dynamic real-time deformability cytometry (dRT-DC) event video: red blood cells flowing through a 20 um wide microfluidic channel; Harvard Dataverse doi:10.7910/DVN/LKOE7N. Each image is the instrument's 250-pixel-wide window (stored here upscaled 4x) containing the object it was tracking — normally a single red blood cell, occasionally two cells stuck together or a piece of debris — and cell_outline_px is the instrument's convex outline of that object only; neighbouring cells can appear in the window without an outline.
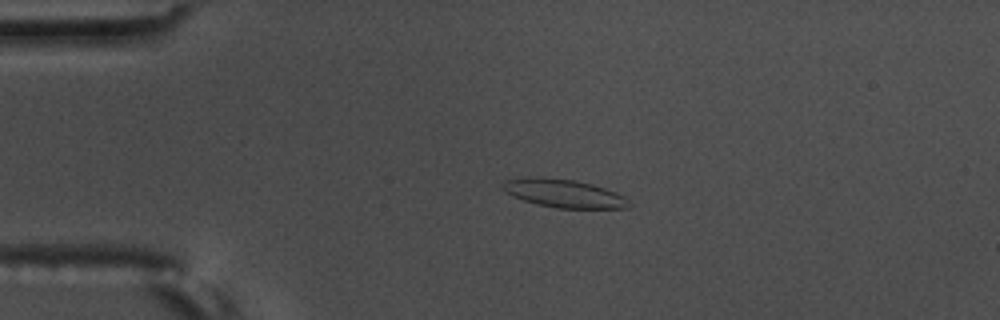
{"species": "common noctule bat (a hibernating species)", "species_latin": "Nyctalus noctula", "temperature_condition": "warm", "stored_images_in_passage": 57, "camera_frame_rate_fps": 3000, "um_per_image_px": 0.085, "animal": {"sex": "male", "body_mass_g": 17.5, "forearm_length_mm": 52.3}, "frame": {"image": 1, "passage_image": 13, "time_ms": 4.0, "image_size_px": [1000, 320], "cell_outline_px": [[632, 204], [628, 208], [556, 208], [536, 204], [512, 196], [504, 192], [500, 188], [500, 184], [508, 180], [524, 176], [540, 176], [576, 180], [592, 184], [616, 192], [624, 196]], "centroid_in_image_um": [47.88, 16.42], "position_along_channel_um": 37.1, "area_um2": 21.15}}
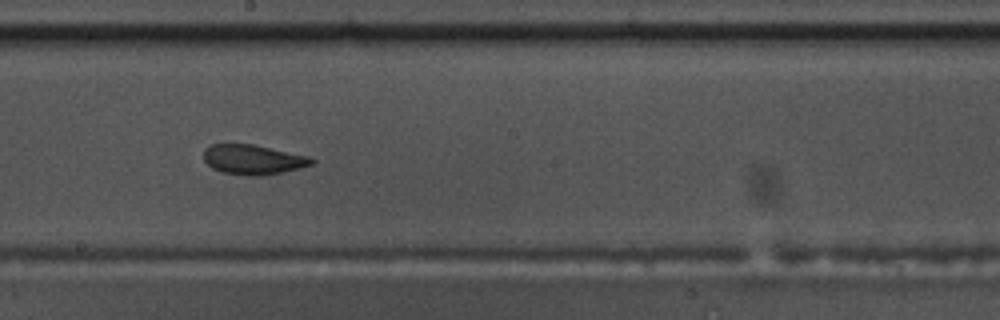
{"frame": {"image": 2, "passage_image": 32, "time_ms": 10.333, "image_size_px": [1000, 320], "cell_outline_px": [[316, 160], [312, 164], [300, 168], [264, 176], [244, 176], [220, 172], [212, 168], [204, 160], [204, 148], [212, 144], [252, 144], [312, 156]], "centroid_in_image_um": [21.53, 13.57], "position_along_channel_um": 226.7, "area_um2": 19.07}}
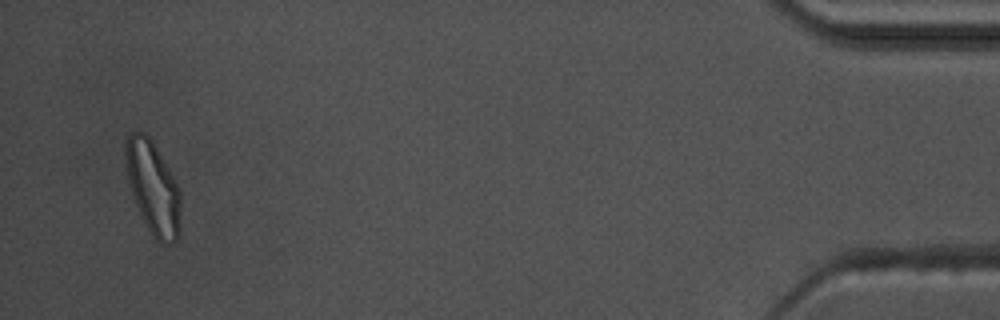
{"frame": {"image": 3, "passage_image": 55, "time_ms": 18.0, "image_size_px": [1000, 320], "cell_outline_px": [[180, 232], [176, 240], [172, 244], [160, 244], [152, 236], [136, 204], [128, 184], [124, 152], [124, 140], [132, 132], [144, 132], [152, 140], [180, 188]], "centroid_in_image_um": [13.0, 15.96], "position_along_channel_um": 422.2, "area_um2": 30.0}, "authors_computed_cell_mechanics": {"area_um2": 20.519, "velocity_mm_per_s": 3.6059, "shape_relaxation_time_tau1_ms": null, "shape_relaxation_time_tau2_ms": 2.1832, "deformation_change_tau1": null, "deformation_change_tau2": 0.0869}}